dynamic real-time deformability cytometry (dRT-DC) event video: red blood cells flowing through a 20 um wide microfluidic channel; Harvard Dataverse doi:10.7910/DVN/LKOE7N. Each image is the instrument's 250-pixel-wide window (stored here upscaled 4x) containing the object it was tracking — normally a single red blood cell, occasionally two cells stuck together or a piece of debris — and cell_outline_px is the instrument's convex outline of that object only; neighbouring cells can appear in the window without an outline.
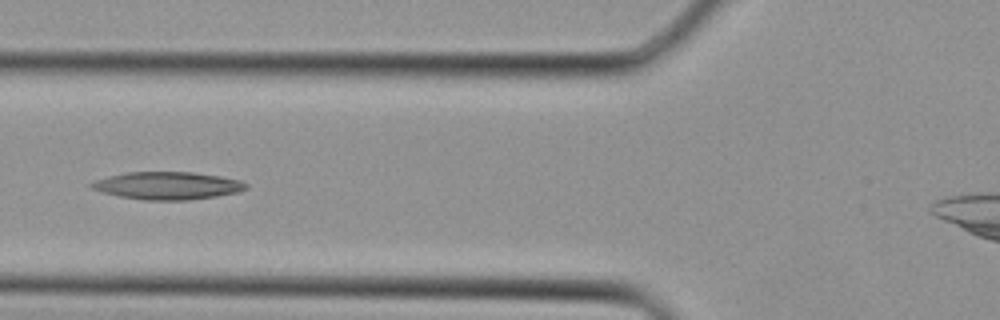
{"species": "Egyptian fruit bat (a non-hibernating species)", "species_latin": "Rousettus aegyptiacus", "temperature_condition": "cold", "stored_images_in_passage": 29, "camera_frame_rate_fps": 3000, "um_per_image_px": 0.085, "animal": {"sex": "female"}, "frame": {"image": 1, "passage_image": 10, "time_ms": 3.0, "image_size_px": [1000, 320], "cell_outline_px": [[248, 188], [236, 192], [216, 196], [188, 200], [144, 200], [120, 196], [104, 192], [92, 188], [88, 184], [96, 180], [108, 176], [128, 172], [192, 172], [220, 176], [240, 180], [248, 184]], "centroid_in_image_um": [14.25, 15.77], "position_along_channel_um": 111.5, "area_um2": 24.68}}
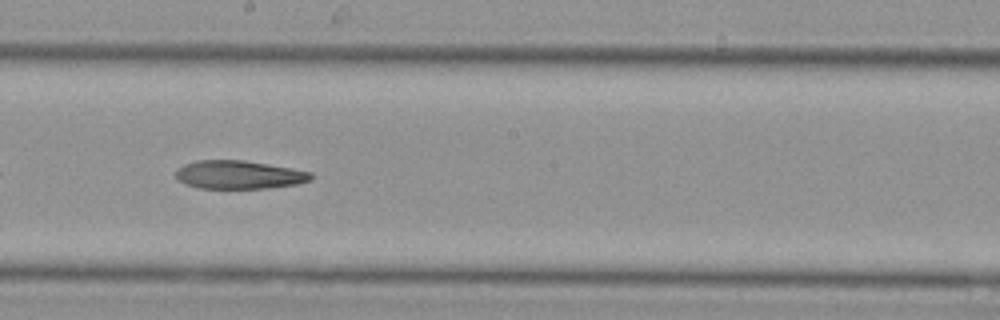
{"frame": {"image": 2, "passage_image": 16, "time_ms": 5.0, "image_size_px": [1000, 320], "cell_outline_px": [[312, 180], [296, 184], [268, 188], [200, 188], [188, 184], [180, 180], [176, 176], [176, 172], [184, 164], [196, 160], [244, 160], [268, 164], [312, 172]], "centroid_in_image_um": [20.34, 14.85], "position_along_channel_um": 227.9, "area_um2": 22.08}}
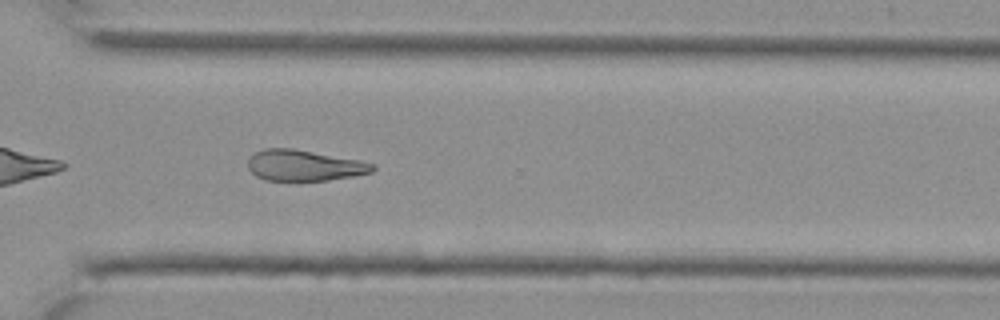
{"frame": {"image": 3, "passage_image": 22, "time_ms": 7.0, "image_size_px": [1000, 320], "cell_outline_px": [[376, 168], [372, 172], [352, 176], [328, 180], [264, 180], [256, 176], [248, 168], [248, 160], [256, 152], [264, 148], [292, 148], [360, 160], [376, 164]], "centroid_in_image_um": [25.87, 14.06], "position_along_channel_um": 344.7, "area_um2": 22.37}}